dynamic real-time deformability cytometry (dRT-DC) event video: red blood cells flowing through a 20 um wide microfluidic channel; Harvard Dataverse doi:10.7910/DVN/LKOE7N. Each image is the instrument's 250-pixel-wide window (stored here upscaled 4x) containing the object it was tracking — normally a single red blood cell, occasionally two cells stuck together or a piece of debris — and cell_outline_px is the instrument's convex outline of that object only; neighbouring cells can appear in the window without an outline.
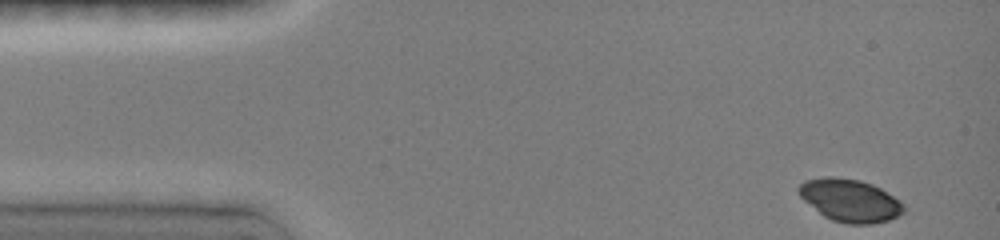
{"species": "common noctule bat (a hibernating species)", "species_latin": "Nyctalus noctula", "temperature_condition": "room temperature", "stored_images_in_passage": 24, "camera_frame_rate_fps": 3000, "um_per_image_px": 0.085, "animal": {"sex": "female", "body_mass_g": 19.0, "forearm_length_mm": 51.5}, "frame": {"image": 1, "passage_image": 1, "time_ms": 0.0, "image_size_px": [1000, 240], "cell_outline_px": [[904, 212], [888, 220], [872, 224], [848, 224], [832, 220], [824, 216], [804, 200], [800, 196], [796, 188], [804, 180], [824, 176], [832, 176], [860, 180], [872, 184], [880, 188], [900, 200], [904, 204]], "centroid_in_image_um": [72.23, 17.02], "position_along_channel_um": 12.8, "area_um2": 26.13}}
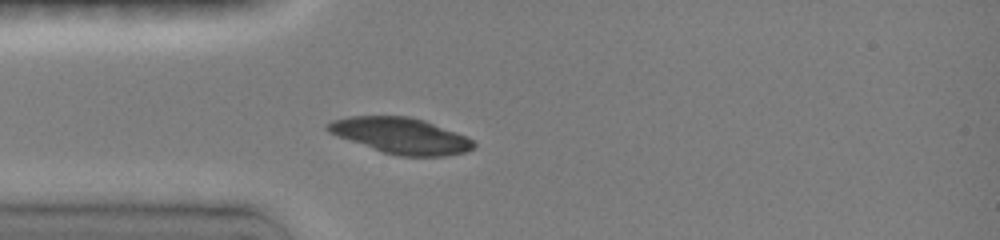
{"frame": {"image": 2, "passage_image": 13, "time_ms": 3.333, "image_size_px": [1000, 240], "cell_outline_px": [[476, 148], [464, 152], [448, 156], [400, 156], [384, 152], [328, 132], [324, 128], [324, 124], [332, 120], [348, 116], [408, 116], [424, 120], [468, 136], [476, 144]], "centroid_in_image_um": [34.1, 11.52], "position_along_channel_um": 50.9, "area_um2": 30.52}}
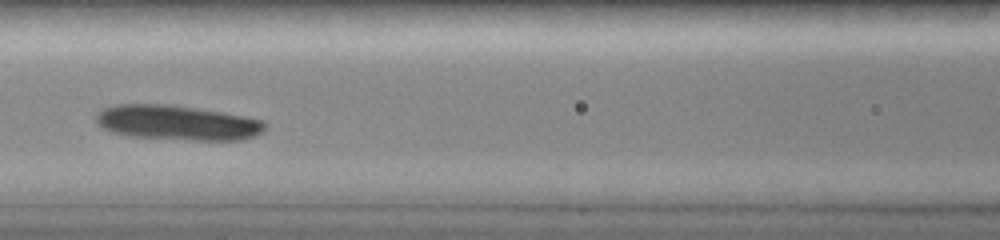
{"frame": {"image": 3, "passage_image": 20, "time_ms": 6.0, "image_size_px": [1000, 240], "cell_outline_px": [[268, 124], [260, 132], [252, 136], [240, 140], [192, 140], [128, 136], [112, 132], [96, 124], [96, 112], [104, 108], [116, 104], [168, 104], [224, 112], [264, 120]], "centroid_in_image_um": [15.04, 10.42], "position_along_channel_um": 151.6, "area_um2": 34.39}}